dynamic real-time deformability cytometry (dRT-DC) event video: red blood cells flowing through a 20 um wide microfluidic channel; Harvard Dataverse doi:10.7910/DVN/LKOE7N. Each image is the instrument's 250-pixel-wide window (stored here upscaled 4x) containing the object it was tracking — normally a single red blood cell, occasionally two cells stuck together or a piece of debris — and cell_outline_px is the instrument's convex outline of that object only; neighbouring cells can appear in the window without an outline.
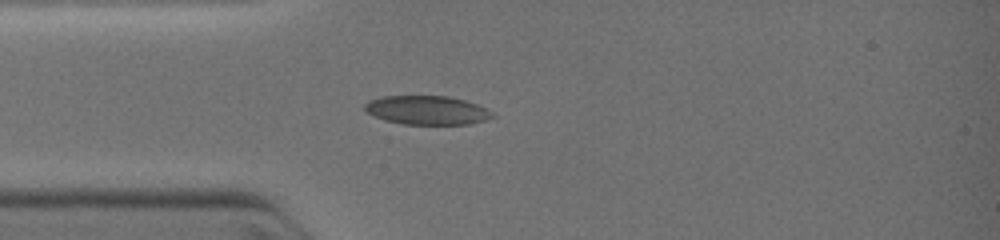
{"species": "common noctule bat (a hibernating species)", "species_latin": "Nyctalus noctula", "temperature_condition": "warm", "stored_images_in_passage": 1, "camera_frame_rate_fps": 3000, "um_per_image_px": 0.085, "animal": {"sex": "female", "body_mass_g": 19.0, "forearm_length_mm": 51.5}, "frame": {"image": 1, "passage_image": 1, "time_ms": 0.0, "image_size_px": [1000, 240], "cell_outline_px": [[496, 116], [484, 120], [468, 124], [404, 124], [384, 120], [368, 112], [364, 108], [364, 104], [368, 100], [384, 96], [448, 96], [464, 100], [476, 104], [492, 112]], "centroid_in_image_um": [36.28, 9.36], "position_along_channel_um": 48.7, "area_um2": 21.27}}